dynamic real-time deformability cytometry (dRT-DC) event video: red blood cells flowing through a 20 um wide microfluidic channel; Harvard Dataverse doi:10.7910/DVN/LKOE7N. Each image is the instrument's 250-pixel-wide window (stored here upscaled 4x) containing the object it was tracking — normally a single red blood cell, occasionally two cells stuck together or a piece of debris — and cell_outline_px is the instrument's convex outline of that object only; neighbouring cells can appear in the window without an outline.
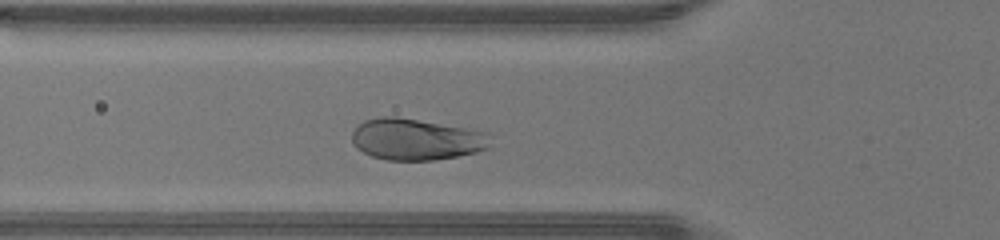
{"species": "human", "species_latin": "Homo sapiens", "temperature_condition": "warm", "stored_images_in_passage": 29, "camera_frame_rate_fps": 3000, "um_per_image_px": 0.085, "donor": {"sex": "male"}, "frame": {"image": 1, "passage_image": 8, "time_ms": 2.333, "image_size_px": [1000, 240], "cell_outline_px": [[492, 148], [476, 152], [436, 160], [384, 160], [372, 156], [356, 148], [352, 144], [352, 132], [364, 120], [380, 116], [396, 116], [488, 132]], "centroid_in_image_um": [35.38, 11.85], "position_along_channel_um": 90.4, "area_um2": 33.58}}
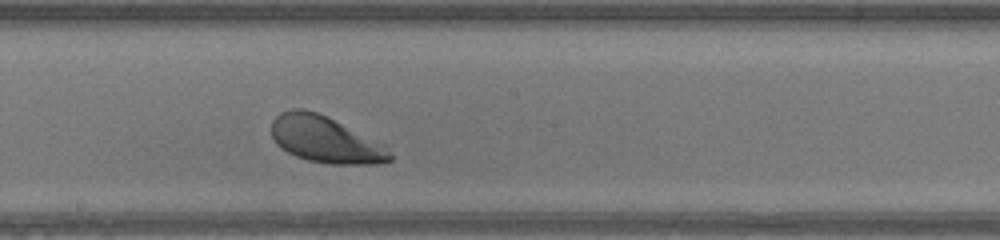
{"frame": {"image": 2, "passage_image": 17, "time_ms": 5.333, "image_size_px": [1000, 240], "cell_outline_px": [[392, 160], [376, 164], [332, 164], [308, 160], [296, 156], [280, 148], [276, 144], [272, 136], [272, 120], [280, 112], [292, 108], [304, 108], [316, 112], [388, 144], [392, 156]], "centroid_in_image_um": [27.69, 11.86], "position_along_channel_um": 220.5, "area_um2": 32.43}}
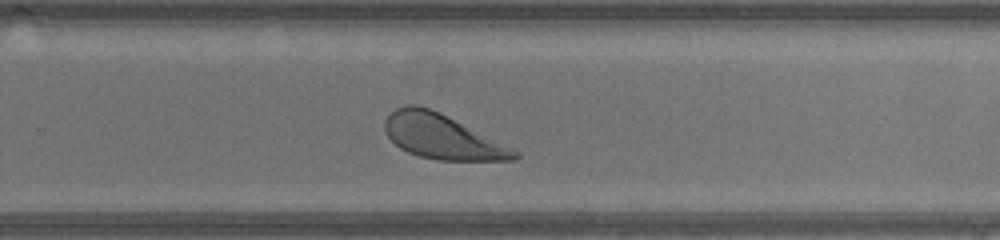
{"frame": {"image": 3, "passage_image": 22, "time_ms": 7.0, "image_size_px": [1000, 240], "cell_outline_px": [[520, 156], [516, 160], [436, 160], [420, 156], [408, 152], [400, 148], [388, 136], [384, 128], [384, 120], [396, 108], [404, 104], [416, 104], [440, 112], [520, 152]], "centroid_in_image_um": [37.56, 11.61], "position_along_channel_um": 292.2, "area_um2": 33.41}, "authors_computed_cell_mechanics": {"area_um2": 33.6974, "velocity_mm_per_s": 4.326, "shape_relaxation_time_tau1_ms": 0.7793, "shape_relaxation_time_tau2_ms": 3.9587, "deformation_change_tau1": 0.1055, "deformation_change_tau2": 0.1285}}